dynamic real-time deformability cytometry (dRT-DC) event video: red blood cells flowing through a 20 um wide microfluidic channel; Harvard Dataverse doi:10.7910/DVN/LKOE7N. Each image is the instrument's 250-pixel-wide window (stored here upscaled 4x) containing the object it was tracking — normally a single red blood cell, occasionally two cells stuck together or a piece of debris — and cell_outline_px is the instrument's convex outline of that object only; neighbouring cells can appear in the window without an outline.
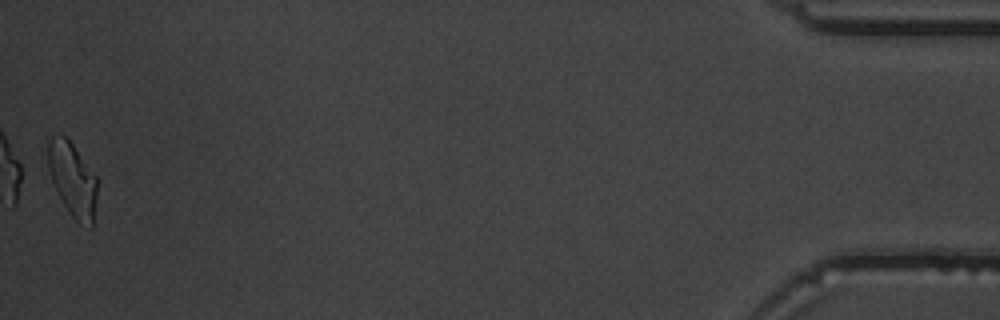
{"species": "common noctule bat (a hibernating species)", "species_latin": "Nyctalus noctula", "temperature_condition": "warm", "stored_images_in_passage": 51, "camera_frame_rate_fps": 3000, "um_per_image_px": 0.085, "animal": {"sex": "male", "body_mass_g": 19.5, "forearm_length_mm": 54.6}, "frame": {"image": 1, "passage_image": 51, "time_ms": 16.667, "image_size_px": [1000, 320], "cell_outline_px": [[96, 196], [92, 228], [80, 224], [72, 216], [64, 204], [52, 180], [48, 168], [48, 140], [52, 136], [64, 136], [72, 144], [96, 176]], "centroid_in_image_um": [6.17, 15.27], "position_along_channel_um": 429.0, "area_um2": 20.63}, "authors_computed_cell_mechanics": {"area_um2": 22.4264, "velocity_mm_per_s": 3.9786, "shape_relaxation_time_tau1_ms": 5.2912, "shape_relaxation_time_tau2_ms": 1.5707, "deformation_change_tau1": 0.1869, "deformation_change_tau2": 0.0994}}